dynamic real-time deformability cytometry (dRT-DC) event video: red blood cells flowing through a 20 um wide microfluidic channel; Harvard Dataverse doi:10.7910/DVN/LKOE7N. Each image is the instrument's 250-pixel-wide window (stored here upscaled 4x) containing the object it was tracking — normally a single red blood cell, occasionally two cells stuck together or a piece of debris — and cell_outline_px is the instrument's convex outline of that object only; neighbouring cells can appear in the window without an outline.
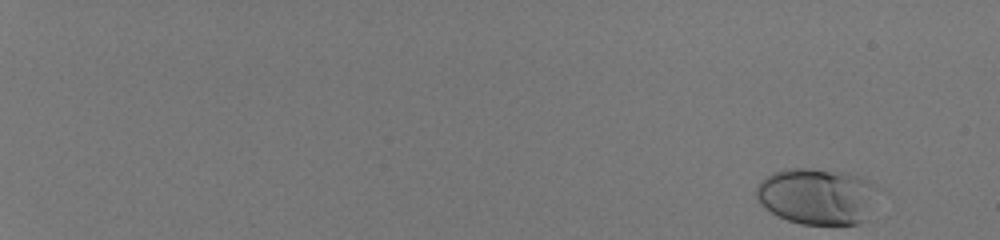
{"species": "human", "species_latin": "Homo sapiens", "temperature_condition": "room temperature", "stored_images_in_passage": 52, "camera_frame_rate_fps": 3000, "um_per_image_px": 0.085, "donor": {"sex": "male"}, "frame": {"image": 1, "passage_image": 1, "time_ms": 0.0, "image_size_px": [1000, 240], "cell_outline_px": [[868, 184], [864, 220], [860, 224], [800, 224], [788, 220], [764, 208], [760, 204], [756, 196], [756, 188], [760, 180], [772, 172], [784, 168], [812, 168], [848, 172], [860, 176], [868, 180]], "centroid_in_image_um": [69.23, 16.65], "position_along_channel_um": 15.8, "area_um2": 38.55}}
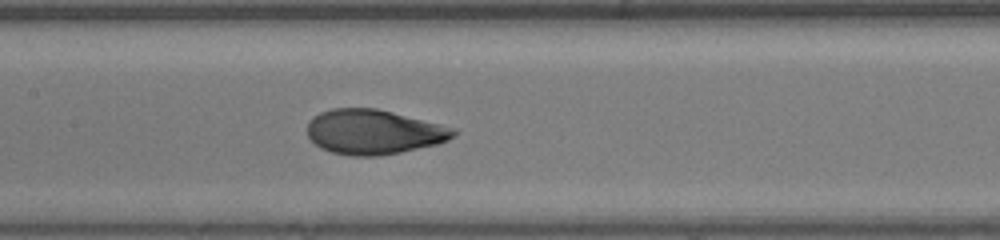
{"frame": {"image": 2, "passage_image": 30, "time_ms": 9.667, "image_size_px": [1000, 240], "cell_outline_px": [[460, 132], [448, 140], [436, 144], [400, 152], [380, 156], [352, 156], [332, 152], [320, 148], [308, 136], [308, 124], [320, 112], [332, 108], [376, 108], [456, 128]], "centroid_in_image_um": [31.79, 11.22], "position_along_channel_um": 175.6, "area_um2": 37.92}}
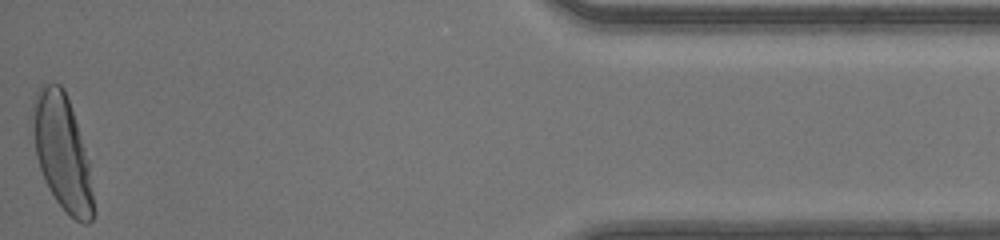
{"frame": {"image": 3, "passage_image": 52, "time_ms": 17.0, "image_size_px": [1000, 240], "cell_outline_px": [[92, 220], [88, 224], [84, 224], [76, 220], [64, 212], [48, 188], [40, 168], [36, 156], [32, 128], [32, 104], [36, 92], [44, 84], [60, 84], [64, 88], [88, 160], [92, 192]], "centroid_in_image_um": [5.25, 12.96], "position_along_channel_um": 430.0, "area_um2": 39.94}, "authors_computed_cell_mechanics": {"area_um2": 37.7145, "velocity_mm_per_s": 4.1848, "shape_relaxation_time_tau1_ms": 3.2097, "shape_relaxation_time_tau2_ms": null, "deformation_change_tau1": 0.1898, "deformation_change_tau2": null}}